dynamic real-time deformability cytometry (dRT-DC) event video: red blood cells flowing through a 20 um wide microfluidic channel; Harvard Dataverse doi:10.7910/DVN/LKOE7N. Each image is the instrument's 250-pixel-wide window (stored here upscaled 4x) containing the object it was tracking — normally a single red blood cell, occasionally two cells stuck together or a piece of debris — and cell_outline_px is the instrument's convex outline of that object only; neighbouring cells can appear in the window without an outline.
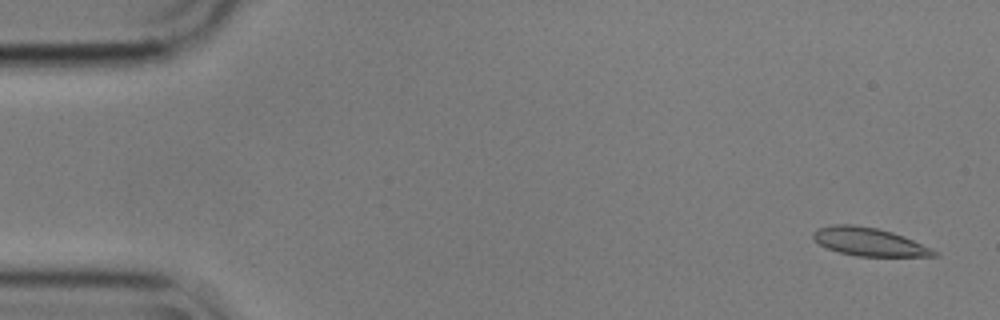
{"species": "common noctule bat (a hibernating species)", "species_latin": "Nyctalus noctula", "temperature_condition": "cold", "stored_images_in_passage": 55, "camera_frame_rate_fps": 3000, "um_per_image_px": 0.085, "animal": {"sex": "male", "body_mass_g": 17.9}, "frame": {"image": 1, "passage_image": 2, "time_ms": 0.333, "image_size_px": [1000, 320], "cell_outline_px": [[940, 256], [856, 256], [840, 252], [828, 248], [812, 240], [812, 232], [820, 228], [832, 224], [852, 224], [876, 228], [892, 232], [904, 236], [932, 248], [940, 252]], "centroid_in_image_um": [73.89, 20.55], "position_along_channel_um": 11.1, "area_um2": 19.88}}
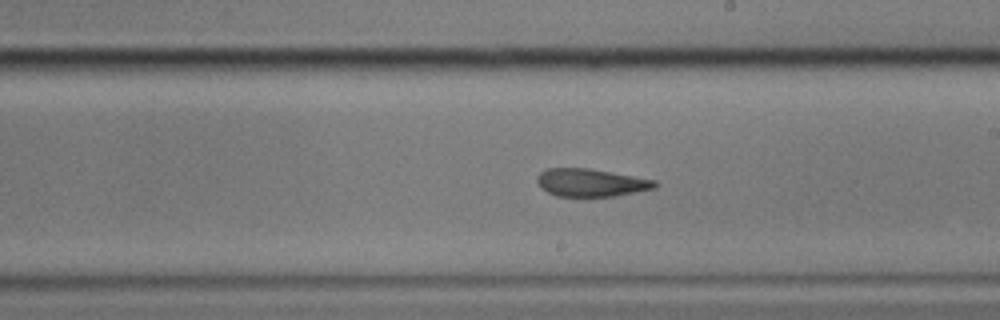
{"frame": {"image": 2, "passage_image": 31, "time_ms": 10.0, "image_size_px": [1000, 320], "cell_outline_px": [[660, 184], [656, 188], [636, 192], [612, 196], [556, 196], [540, 188], [536, 180], [536, 176], [540, 172], [548, 168], [588, 168], [656, 180]], "centroid_in_image_um": [50.22, 15.52], "position_along_channel_um": 238.8, "area_um2": 19.13}}
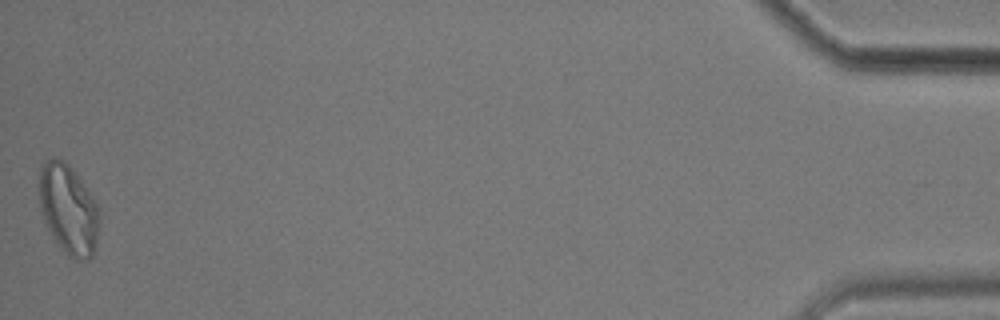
{"frame": {"image": 3, "passage_image": 55, "time_ms": 18.0, "image_size_px": [1000, 320], "cell_outline_px": [[100, 224], [96, 248], [92, 256], [88, 260], [76, 260], [68, 256], [60, 248], [52, 236], [44, 220], [40, 208], [40, 164], [44, 160], [56, 156], [64, 160], [68, 164], [80, 180], [100, 208]], "centroid_in_image_um": [5.84, 17.82], "position_along_channel_um": 429.4, "area_um2": 31.79}, "authors_computed_cell_mechanics": {"area_um2": 20.3456, "velocity_mm_per_s": 3.5551, "shape_relaxation_time_tau1_ms": null, "shape_relaxation_time_tau2_ms": 2.8035, "deformation_change_tau1": null, "deformation_change_tau2": 0.1101}}